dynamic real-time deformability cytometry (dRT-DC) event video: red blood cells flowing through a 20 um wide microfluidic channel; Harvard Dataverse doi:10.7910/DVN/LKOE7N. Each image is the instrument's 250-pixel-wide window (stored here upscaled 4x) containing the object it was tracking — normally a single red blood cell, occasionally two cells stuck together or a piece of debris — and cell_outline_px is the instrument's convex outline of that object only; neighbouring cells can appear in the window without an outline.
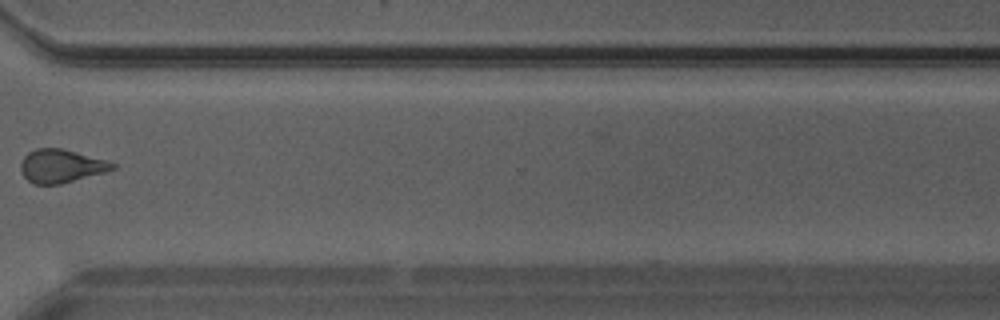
{"species": "Egyptian fruit bat (a non-hibernating species)", "species_latin": "Rousettus aegyptiacus", "temperature_condition": "warm", "stored_images_in_passage": 28, "camera_frame_rate_fps": 3000, "um_per_image_px": 0.085, "animal": {"sex": "male"}, "frame": {"image": 1, "passage_image": 20, "time_ms": 6.333, "image_size_px": [1000, 320], "cell_outline_px": [[116, 168], [104, 172], [60, 184], [32, 184], [20, 172], [20, 164], [24, 156], [28, 152], [36, 148], [60, 148], [108, 160], [116, 164]], "centroid_in_image_um": [5.17, 14.11], "position_along_channel_um": 365.4, "area_um2": 17.8}}